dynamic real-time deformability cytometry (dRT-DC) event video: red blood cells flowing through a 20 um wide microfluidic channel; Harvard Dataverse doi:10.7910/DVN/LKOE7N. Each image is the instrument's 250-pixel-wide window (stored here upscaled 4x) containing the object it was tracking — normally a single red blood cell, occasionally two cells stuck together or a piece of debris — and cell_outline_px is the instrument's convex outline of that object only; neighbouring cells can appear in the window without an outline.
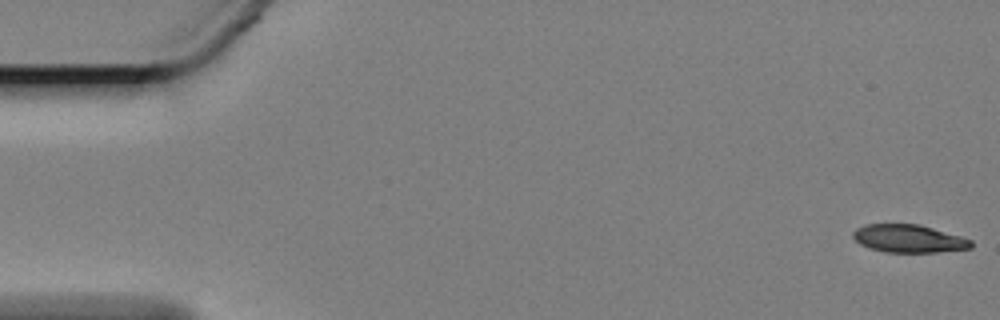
{"species": "Egyptian fruit bat (a non-hibernating species)", "species_latin": "Rousettus aegyptiacus", "temperature_condition": "cold", "stored_images_in_passage": 16, "camera_frame_rate_fps": 3000, "um_per_image_px": 0.085, "animal": {"sex": "female"}, "frame": {"image": 1, "passage_image": 1, "time_ms": 0.0, "image_size_px": [1000, 320], "cell_outline_px": [[972, 248], [936, 252], [884, 252], [868, 248], [860, 244], [852, 236], [852, 232], [856, 228], [864, 224], [916, 224], [932, 228], [960, 236], [972, 240]], "centroid_in_image_um": [77.2, 20.28], "position_along_channel_um": 7.8, "area_um2": 19.13}}
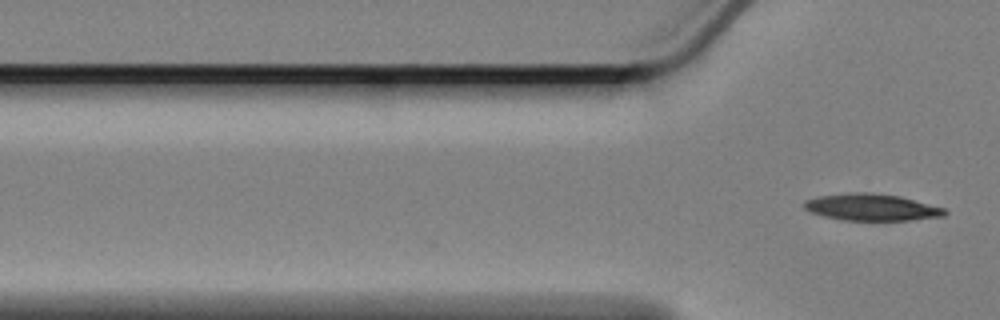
{"frame": {"image": 2, "passage_image": 16, "time_ms": 5.0, "image_size_px": [1000, 320], "cell_outline_px": [[948, 212], [944, 216], [912, 220], [844, 220], [824, 216], [812, 212], [804, 208], [804, 200], [816, 196], [848, 192], [872, 192], [900, 196], [944, 208]], "centroid_in_image_um": [74.07, 17.6], "position_along_channel_um": 51.7, "area_um2": 22.02}}